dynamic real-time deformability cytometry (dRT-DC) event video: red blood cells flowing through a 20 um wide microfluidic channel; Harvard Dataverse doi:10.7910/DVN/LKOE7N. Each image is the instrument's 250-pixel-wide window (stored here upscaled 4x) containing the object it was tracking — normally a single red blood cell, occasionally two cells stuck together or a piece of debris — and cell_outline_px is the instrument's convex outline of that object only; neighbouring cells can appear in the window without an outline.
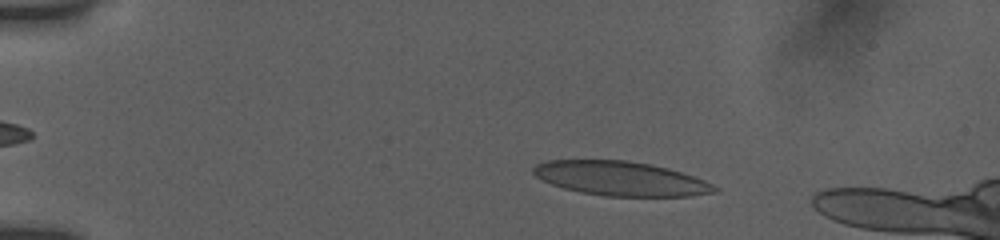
{"species": "human", "species_latin": "Homo sapiens", "temperature_condition": "room temperature", "stored_images_in_passage": 65, "camera_frame_rate_fps": 3000, "um_per_image_px": 0.085, "donor": {"sex": "female"}, "frame": {"image": 1, "passage_image": 16, "time_ms": 3.0, "image_size_px": [1000, 240], "cell_outline_px": [[720, 188], [716, 192], [688, 196], [604, 196], [580, 192], [564, 188], [552, 184], [536, 176], [532, 172], [532, 168], [536, 164], [548, 160], [624, 160], [652, 164], [668, 168], [704, 180]], "centroid_in_image_um": [52.75, 15.17], "position_along_channel_um": 32.2, "area_um2": 36.07}}
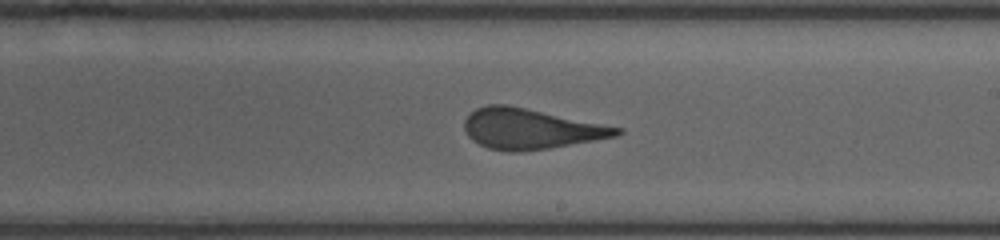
{"frame": {"image": 2, "passage_image": 47, "time_ms": 10.333, "image_size_px": [1000, 240], "cell_outline_px": [[624, 132], [616, 136], [548, 148], [520, 152], [512, 152], [488, 148], [472, 140], [468, 136], [464, 128], [464, 120], [476, 108], [488, 104], [508, 104], [624, 128]], "centroid_in_image_um": [45.09, 10.94], "position_along_channel_um": 243.9, "area_um2": 35.78}}
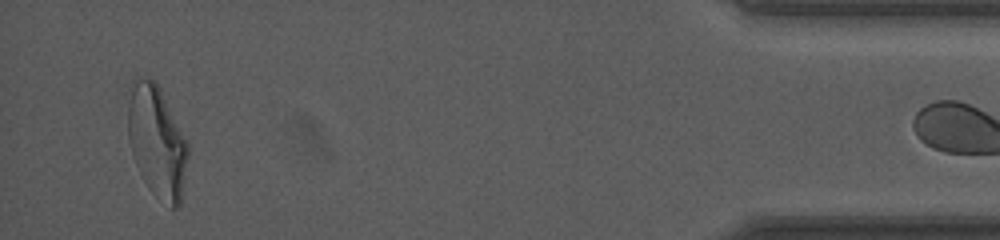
{"frame": {"image": 3, "passage_image": 64, "time_ms": 16.667, "image_size_px": [1000, 240], "cell_outline_px": [[188, 156], [180, 208], [172, 208], [152, 192], [148, 188], [140, 172], [128, 136], [128, 88], [132, 80], [136, 76], [148, 76], [160, 88], [188, 140]], "centroid_in_image_um": [13.35, 11.97], "position_along_channel_um": 421.9, "area_um2": 39.25}}